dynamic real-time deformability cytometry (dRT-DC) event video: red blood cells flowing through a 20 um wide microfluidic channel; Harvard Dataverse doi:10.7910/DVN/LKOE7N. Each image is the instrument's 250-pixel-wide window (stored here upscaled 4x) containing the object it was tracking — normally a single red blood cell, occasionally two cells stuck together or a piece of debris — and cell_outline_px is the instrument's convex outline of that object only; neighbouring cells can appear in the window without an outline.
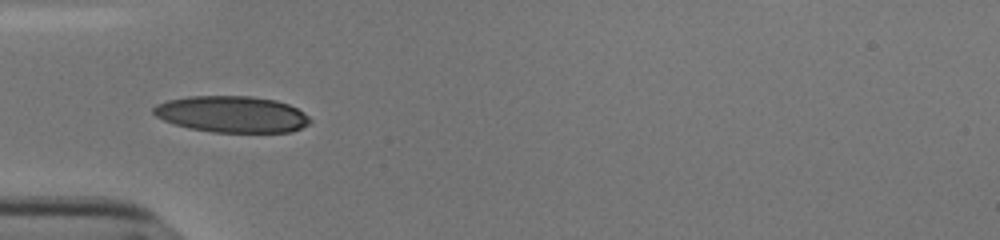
{"species": "human", "species_latin": "Homo sapiens", "temperature_condition": "cold", "stored_images_in_passage": 37, "camera_frame_rate_fps": 3000, "um_per_image_px": 0.085, "donor": {"sex": "male"}, "frame": {"image": 1, "passage_image": 1, "time_ms": 0.0, "image_size_px": [1000, 240], "cell_outline_px": [[312, 120], [308, 124], [292, 132], [212, 132], [188, 128], [164, 120], [156, 116], [152, 112], [152, 108], [156, 104], [168, 100], [188, 96], [252, 96], [276, 100], [288, 104], [304, 112]], "centroid_in_image_um": [19.71, 9.71], "position_along_channel_um": 65.3, "area_um2": 33.29}}
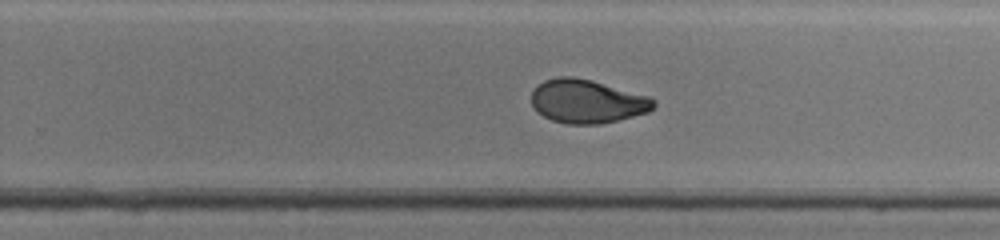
{"frame": {"image": 2, "passage_image": 18, "time_ms": 5.667, "image_size_px": [1000, 240], "cell_outline_px": [[656, 104], [648, 112], [600, 124], [568, 124], [552, 120], [544, 116], [532, 104], [532, 88], [536, 84], [544, 80], [560, 76], [572, 76], [592, 80], [652, 96], [656, 100]], "centroid_in_image_um": [49.92, 8.59], "position_along_channel_um": 279.9, "area_um2": 31.21}}
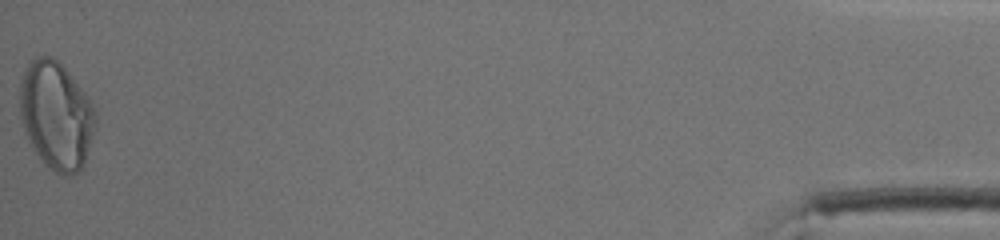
{"frame": {"image": 3, "passage_image": 37, "time_ms": 12.0, "image_size_px": [1000, 240], "cell_outline_px": [[96, 128], [84, 164], [72, 176], [64, 176], [48, 168], [44, 164], [32, 148], [24, 132], [20, 120], [20, 80], [28, 64], [36, 56], [48, 56], [56, 60], [68, 72], [84, 92], [92, 104], [96, 112]], "centroid_in_image_um": [4.77, 9.85], "position_along_channel_um": 430.4, "area_um2": 47.69}, "authors_computed_cell_mechanics": {"area_um2": 32.2524, "velocity_mm_per_s": 3.8279, "shape_relaxation_time_tau1_ms": null, "shape_relaxation_time_tau2_ms": 1.3949, "deformation_change_tau1": null, "deformation_change_tau2": 0.0568}}